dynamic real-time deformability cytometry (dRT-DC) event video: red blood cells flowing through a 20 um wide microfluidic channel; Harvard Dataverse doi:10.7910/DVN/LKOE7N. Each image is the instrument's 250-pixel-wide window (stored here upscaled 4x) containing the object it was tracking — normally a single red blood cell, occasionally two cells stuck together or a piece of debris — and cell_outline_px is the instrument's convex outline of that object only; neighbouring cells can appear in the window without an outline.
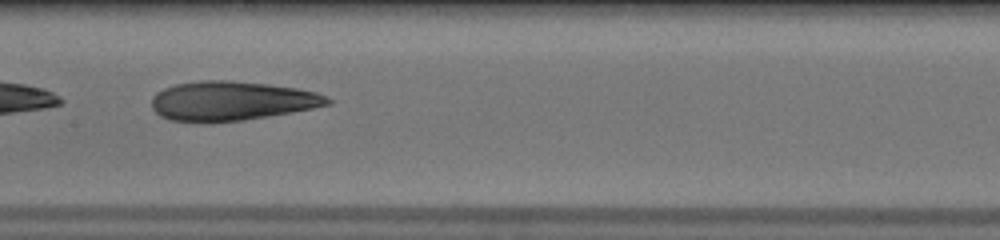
{"species": "human", "species_latin": "Homo sapiens", "temperature_condition": "warm", "stored_images_in_passage": 34, "camera_frame_rate_fps": 3000, "um_per_image_px": 0.085, "donor": {"sex": "male"}, "frame": {"image": 1, "passage_image": 10, "time_ms": 3.0, "image_size_px": [1000, 240], "cell_outline_px": [[332, 104], [292, 112], [268, 116], [240, 120], [204, 124], [168, 120], [160, 116], [152, 108], [152, 96], [156, 92], [164, 88], [176, 84], [200, 80], [232, 80], [268, 84], [296, 88], [316, 92], [332, 100]], "centroid_in_image_um": [19.63, 8.59], "position_along_channel_um": 187.8, "area_um2": 40.69}, "authors_computed_cell_mechanics": {"area_um2": 40.8935, "velocity_mm_per_s": 3.9899, "shape_relaxation_time_tau1_ms": null, "shape_relaxation_time_tau2_ms": 2.8196, "deformation_change_tau1": null, "deformation_change_tau2": 0.1083}}